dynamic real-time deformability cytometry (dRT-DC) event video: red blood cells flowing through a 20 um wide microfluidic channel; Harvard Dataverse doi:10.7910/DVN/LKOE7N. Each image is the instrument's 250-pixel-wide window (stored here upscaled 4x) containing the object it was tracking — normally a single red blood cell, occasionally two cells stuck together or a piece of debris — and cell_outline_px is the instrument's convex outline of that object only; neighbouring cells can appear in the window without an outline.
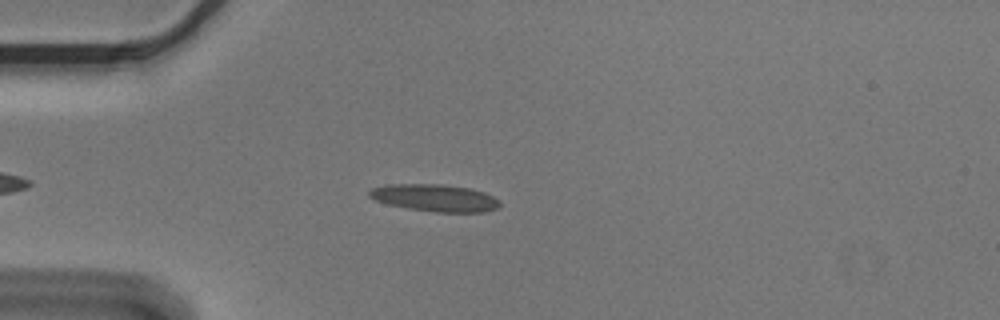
{"species": "Egyptian fruit bat (a non-hibernating species)", "species_latin": "Rousettus aegyptiacus", "temperature_condition": "cold", "stored_images_in_passage": 3, "camera_frame_rate_fps": 3000, "um_per_image_px": 0.085, "animal": {"sex": "male"}, "frame": {"image": 1, "passage_image": 3, "time_ms": 0.667, "image_size_px": [1000, 320], "cell_outline_px": [[500, 204], [496, 208], [484, 212], [436, 212], [408, 208], [388, 204], [376, 200], [368, 196], [368, 192], [372, 188], [384, 184], [440, 184], [468, 188], [484, 192], [500, 200]], "centroid_in_image_um": [36.94, 16.81], "position_along_channel_um": 48.1, "area_um2": 20.58}}